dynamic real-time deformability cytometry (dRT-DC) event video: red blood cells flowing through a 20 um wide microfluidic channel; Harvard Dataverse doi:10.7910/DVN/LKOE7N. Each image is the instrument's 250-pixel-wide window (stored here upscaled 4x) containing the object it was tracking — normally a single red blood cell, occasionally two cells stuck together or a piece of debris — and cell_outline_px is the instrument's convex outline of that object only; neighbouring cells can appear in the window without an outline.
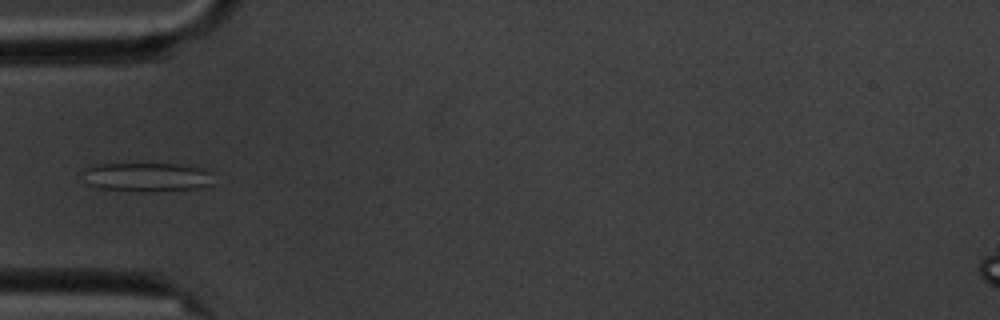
{"species": "common noctule bat (a hibernating species)", "species_latin": "Nyctalus noctula", "temperature_condition": "cold", "stored_images_in_passage": 6, "camera_frame_rate_fps": 3000, "um_per_image_px": 0.085, "animal": {"sex": "male", "body_mass_g": 20.1, "forearm_length_mm": 53.5}, "frame": {"image": 1, "passage_image": 5, "time_ms": 4.667, "image_size_px": [1000, 320], "cell_outline_px": [[212, 184], [196, 188], [156, 192], [140, 192], [100, 188], [88, 184], [80, 172], [88, 164], [180, 164], [208, 168], [212, 172]], "centroid_in_image_um": [12.47, 15.04], "position_along_channel_um": 72.5, "area_um2": 22.72}}
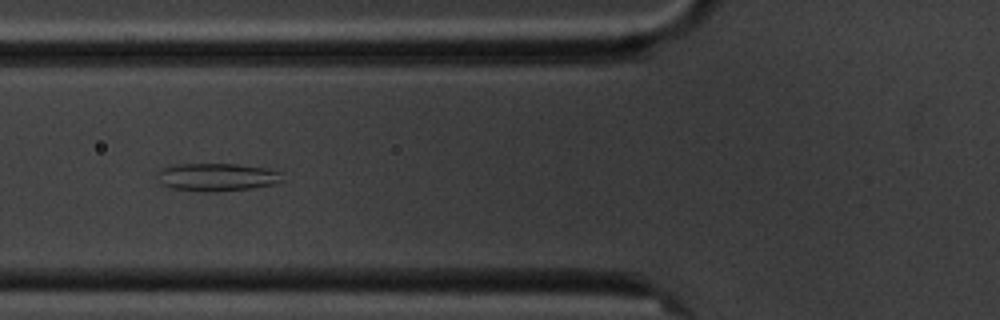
{"frame": {"image": 2, "passage_image": 6, "time_ms": 5.667, "image_size_px": [1000, 320], "cell_outline_px": [[284, 180], [276, 184], [248, 188], [208, 192], [172, 188], [160, 184], [156, 172], [172, 164], [236, 164], [264, 168], [280, 172]], "centroid_in_image_um": [18.41, 15.05], "position_along_channel_um": 107.4, "area_um2": 20.17}}